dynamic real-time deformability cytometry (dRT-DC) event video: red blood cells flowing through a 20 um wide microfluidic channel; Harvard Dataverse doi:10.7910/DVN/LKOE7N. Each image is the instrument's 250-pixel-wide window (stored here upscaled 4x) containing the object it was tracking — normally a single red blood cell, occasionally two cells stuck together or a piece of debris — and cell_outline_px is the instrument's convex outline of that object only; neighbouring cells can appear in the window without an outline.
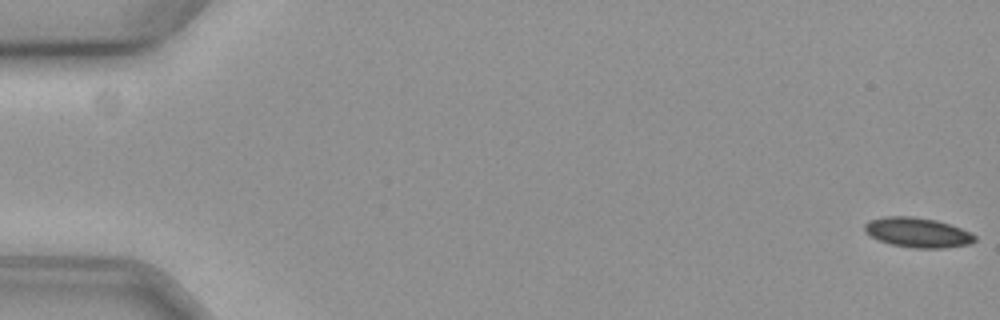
{"species": "common noctule bat (a hibernating species)", "species_latin": "Nyctalus noctula", "temperature_condition": "cold", "stored_images_in_passage": 53, "camera_frame_rate_fps": 3000, "um_per_image_px": 0.085, "animal": {"sex": "female", "body_mass_g": 19.3, "forearm_length_mm": 54.1}, "frame": {"image": 1, "passage_image": 1, "time_ms": 0.0, "image_size_px": [1000, 320], "cell_outline_px": [[976, 240], [968, 244], [944, 248], [912, 248], [888, 244], [864, 232], [864, 224], [868, 220], [888, 216], [912, 216], [932, 220], [948, 224], [960, 228], [976, 236]], "centroid_in_image_um": [77.95, 19.77], "position_along_channel_um": 7.1, "area_um2": 18.96}}